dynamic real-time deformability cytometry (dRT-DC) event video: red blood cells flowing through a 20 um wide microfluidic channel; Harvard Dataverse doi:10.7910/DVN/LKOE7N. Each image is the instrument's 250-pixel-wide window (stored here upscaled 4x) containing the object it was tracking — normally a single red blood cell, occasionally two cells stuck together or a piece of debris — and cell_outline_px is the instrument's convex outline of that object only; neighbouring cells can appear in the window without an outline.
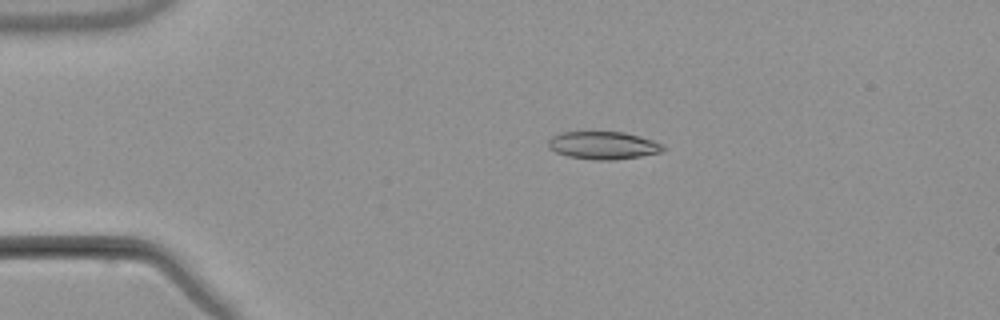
{"species": "common noctule bat (a hibernating species)", "species_latin": "Nyctalus noctula", "temperature_condition": "warm", "stored_images_in_passage": 5, "camera_frame_rate_fps": 3000, "um_per_image_px": 0.085, "animal": {"sex": "male", "body_mass_g": 21.5, "forearm_length_mm": 52.0}, "frame": {"image": 1, "passage_image": 2, "time_ms": 1.333, "image_size_px": [1000, 320], "cell_outline_px": [[664, 152], [640, 156], [612, 160], [596, 160], [568, 156], [556, 152], [548, 148], [548, 140], [552, 136], [560, 132], [624, 132], [640, 136], [664, 144]], "centroid_in_image_um": [51.28, 12.35], "position_along_channel_um": 33.7, "area_um2": 18.61}}
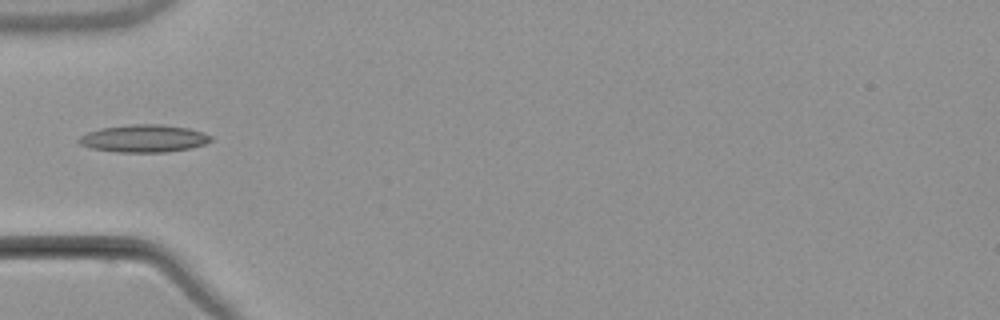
{"frame": {"image": 2, "passage_image": 4, "time_ms": 3.667, "image_size_px": [1000, 320], "cell_outline_px": [[212, 140], [204, 144], [192, 148], [168, 152], [116, 152], [92, 148], [80, 144], [76, 140], [80, 136], [88, 132], [100, 128], [132, 124], [160, 124], [188, 128], [212, 136]], "centroid_in_image_um": [12.22, 11.77], "position_along_channel_um": 72.8, "area_um2": 21.15}}
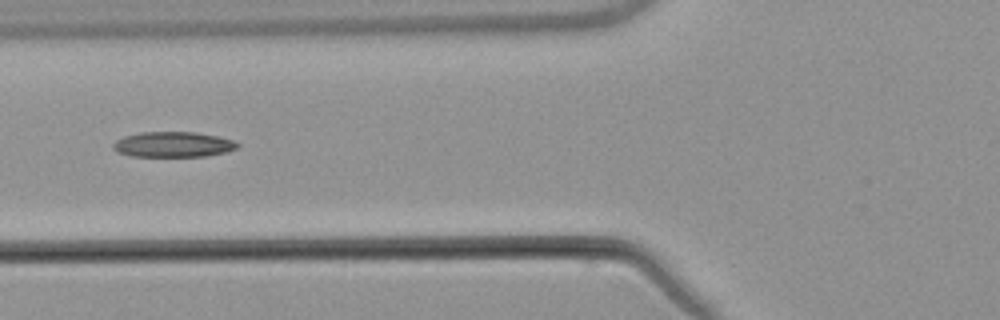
{"frame": {"image": 3, "passage_image": 5, "time_ms": 4.667, "image_size_px": [1000, 320], "cell_outline_px": [[240, 144], [236, 148], [224, 152], [204, 156], [132, 156], [116, 152], [112, 148], [112, 144], [116, 140], [124, 136], [140, 132], [196, 132], [216, 136], [232, 140]], "centroid_in_image_um": [14.66, 12.27], "position_along_channel_um": 111.1, "area_um2": 18.26}}